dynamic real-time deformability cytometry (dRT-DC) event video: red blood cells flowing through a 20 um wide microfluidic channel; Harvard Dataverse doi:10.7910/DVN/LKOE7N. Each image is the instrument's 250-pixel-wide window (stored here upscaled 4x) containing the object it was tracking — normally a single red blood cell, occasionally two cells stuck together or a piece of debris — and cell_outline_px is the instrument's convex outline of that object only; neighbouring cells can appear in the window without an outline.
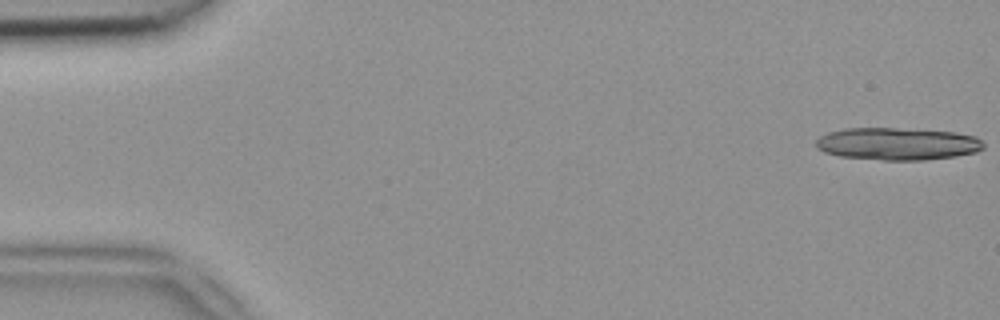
{"species": "common noctule bat (a hibernating species)", "species_latin": "Nyctalus noctula", "temperature_condition": "room temperature", "stored_images_in_passage": 18, "camera_frame_rate_fps": 3000, "um_per_image_px": 0.085, "animal": {"sex": "female", "body_mass_g": 18.4}, "frame": {"image": 1, "passage_image": 1, "time_ms": 0.0, "image_size_px": [1000, 320], "cell_outline_px": [[984, 148], [976, 152], [956, 156], [924, 160], [884, 160], [840, 156], [824, 152], [816, 148], [816, 140], [820, 136], [828, 132], [844, 128], [896, 128], [956, 132], [976, 136], [984, 144]], "centroid_in_image_um": [76.28, 12.22], "position_along_channel_um": 8.7, "area_um2": 31.73}}
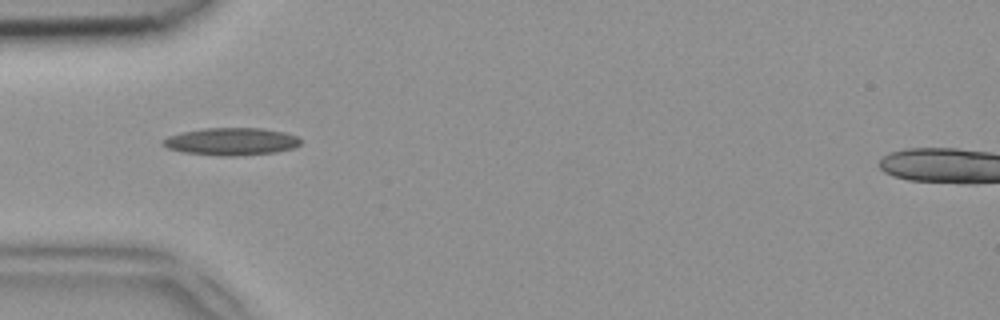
{"frame": {"image": 2, "passage_image": 16, "time_ms": 5.0, "image_size_px": [1000, 320], "cell_outline_px": [[300, 144], [292, 148], [276, 152], [236, 156], [220, 156], [184, 152], [168, 148], [160, 144], [160, 140], [168, 136], [180, 132], [204, 128], [260, 128], [284, 132], [300, 136]], "centroid_in_image_um": [19.63, 12.02], "position_along_channel_um": 65.4, "area_um2": 22.2}}